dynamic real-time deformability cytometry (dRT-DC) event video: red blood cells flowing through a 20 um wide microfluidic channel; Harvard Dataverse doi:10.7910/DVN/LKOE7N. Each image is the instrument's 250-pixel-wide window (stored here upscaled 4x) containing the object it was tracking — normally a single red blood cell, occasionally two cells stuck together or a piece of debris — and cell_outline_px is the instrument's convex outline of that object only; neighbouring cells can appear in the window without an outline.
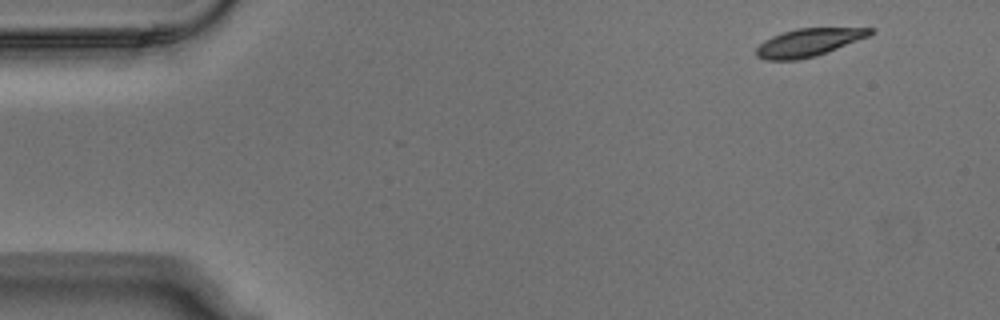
{"species": "Egyptian fruit bat (a non-hibernating species)", "species_latin": "Rousettus aegyptiacus", "temperature_condition": "warm", "stored_images_in_passage": 4, "camera_frame_rate_fps": 3000, "um_per_image_px": 0.085, "animal": {"sex": "male"}, "frame": {"image": 1, "passage_image": 1, "time_ms": 0.0, "image_size_px": [1000, 320], "cell_outline_px": [[876, 32], [868, 36], [816, 56], [796, 60], [764, 60], [756, 56], [756, 48], [764, 40], [772, 36], [796, 28], [876, 28]], "centroid_in_image_um": [68.71, 3.61], "position_along_channel_um": 16.3, "area_um2": 18.38}}
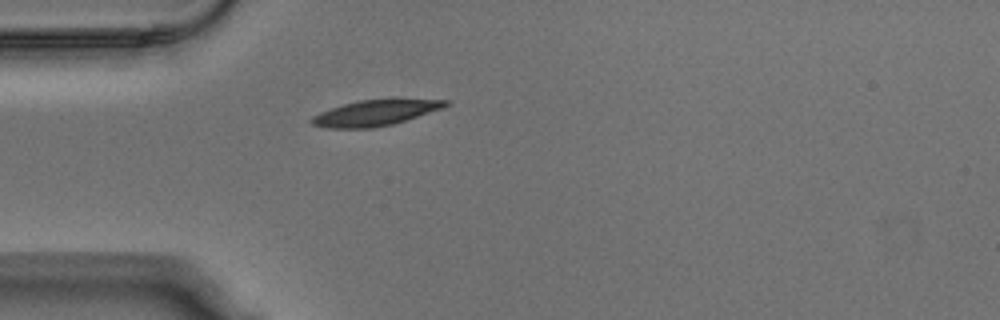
{"frame": {"image": 2, "passage_image": 4, "time_ms": 1.0, "image_size_px": [1000, 320], "cell_outline_px": [[452, 104], [444, 108], [392, 124], [372, 128], [328, 128], [312, 124], [308, 120], [312, 116], [320, 112], [344, 104], [360, 100], [392, 96], [452, 100]], "centroid_in_image_um": [32.03, 9.53], "position_along_channel_um": 53.0, "area_um2": 21.04}}